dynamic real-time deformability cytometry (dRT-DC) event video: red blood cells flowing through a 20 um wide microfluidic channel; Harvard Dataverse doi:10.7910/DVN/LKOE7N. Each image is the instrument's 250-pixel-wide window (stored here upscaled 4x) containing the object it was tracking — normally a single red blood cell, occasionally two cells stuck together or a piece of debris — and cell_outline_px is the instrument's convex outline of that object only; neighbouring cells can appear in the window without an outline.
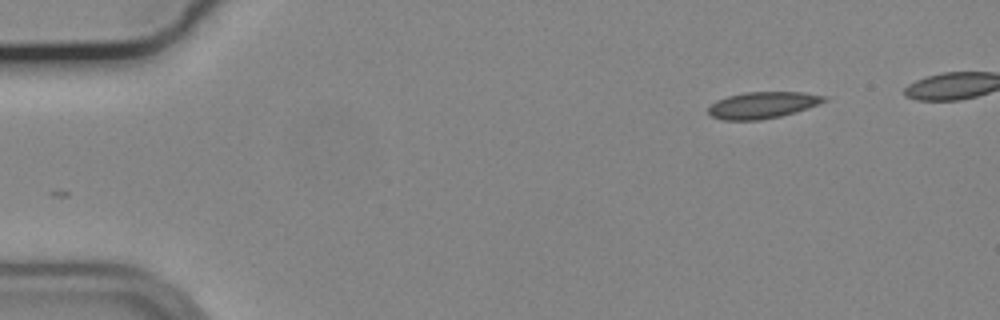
{"species": "common noctule bat (a hibernating species)", "species_latin": "Nyctalus noctula", "temperature_condition": "cold", "stored_images_in_passage": 44, "camera_frame_rate_fps": 3000, "um_per_image_px": 0.085, "animal": {"sex": "male", "body_mass_g": 19.2, "forearm_length_mm": 51.8}, "frame": {"image": 1, "passage_image": 1, "time_ms": 0.0, "image_size_px": [1000, 320], "cell_outline_px": [[828, 100], [820, 104], [796, 112], [780, 116], [760, 120], [724, 120], [712, 116], [708, 112], [708, 108], [716, 100], [728, 96], [744, 92], [804, 92], [828, 96]], "centroid_in_image_um": [64.87, 8.92], "position_along_channel_um": 20.1, "area_um2": 18.03}}
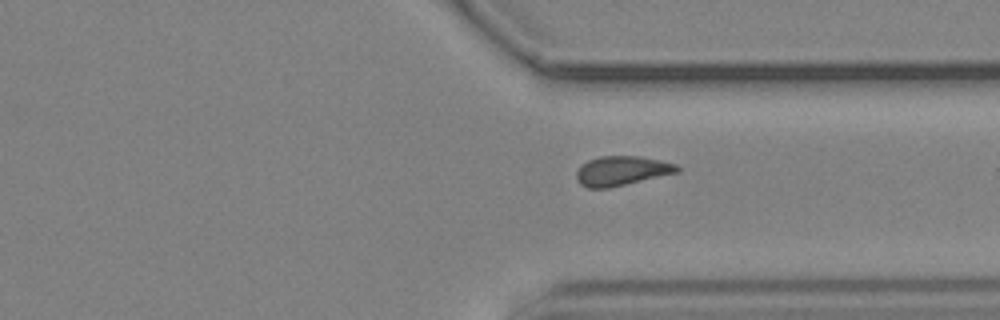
{"frame": {"image": 2, "passage_image": 36, "time_ms": 11.667, "image_size_px": [1000, 320], "cell_outline_px": [[680, 172], [608, 188], [588, 188], [580, 184], [576, 180], [576, 172], [580, 164], [588, 160], [600, 156], [640, 156], [676, 164], [680, 168]], "centroid_in_image_um": [52.82, 14.52], "position_along_channel_um": 358.6, "area_um2": 17.4}}
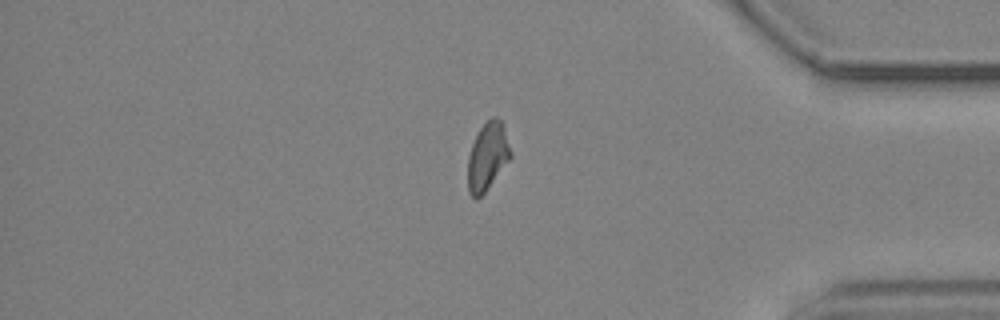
{"frame": {"image": 3, "passage_image": 41, "time_ms": 13.333, "image_size_px": [1000, 320], "cell_outline_px": [[512, 156], [484, 192], [476, 200], [468, 192], [468, 156], [472, 144], [480, 128], [492, 116], [496, 116], [504, 124], [512, 152]], "centroid_in_image_um": [41.45, 13.27], "position_along_channel_um": 393.7, "area_um2": 16.82}}